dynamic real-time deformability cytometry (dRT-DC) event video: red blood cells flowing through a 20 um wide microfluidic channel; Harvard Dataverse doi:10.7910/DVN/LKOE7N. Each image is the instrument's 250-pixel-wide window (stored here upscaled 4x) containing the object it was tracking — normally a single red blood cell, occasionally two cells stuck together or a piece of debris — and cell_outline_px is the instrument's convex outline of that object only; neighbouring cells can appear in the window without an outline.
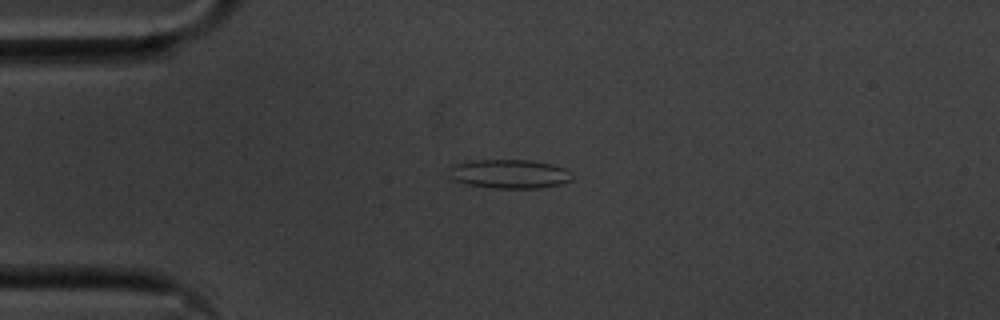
{"species": "common noctule bat (a hibernating species)", "species_latin": "Nyctalus noctula", "temperature_condition": "cold", "stored_images_in_passage": 43, "camera_frame_rate_fps": 3000, "um_per_image_px": 0.085, "animal": {"sex": "male", "body_mass_g": 20.1, "forearm_length_mm": 53.5}, "frame": {"image": 1, "passage_image": 1, "time_ms": 0.0, "image_size_px": [1000, 320], "cell_outline_px": [[572, 180], [564, 184], [540, 188], [496, 188], [464, 184], [452, 180], [448, 176], [452, 164], [472, 160], [532, 160], [552, 164], [564, 168], [572, 172]], "centroid_in_image_um": [43.3, 14.78], "position_along_channel_um": 41.7, "area_um2": 21.15}}
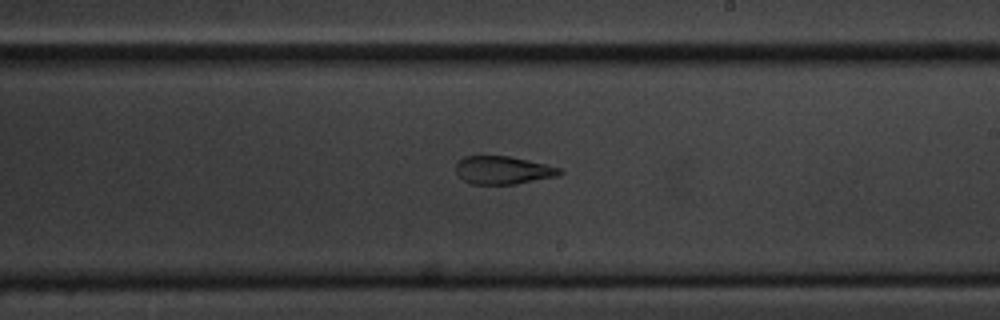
{"frame": {"image": 2, "passage_image": 20, "time_ms": 6.333, "image_size_px": [1000, 320], "cell_outline_px": [[564, 172], [556, 176], [516, 184], [472, 184], [464, 180], [456, 172], [456, 164], [464, 156], [508, 156], [528, 160], [560, 168]], "centroid_in_image_um": [42.75, 14.46], "position_along_channel_um": 246.3, "area_um2": 16.76}}
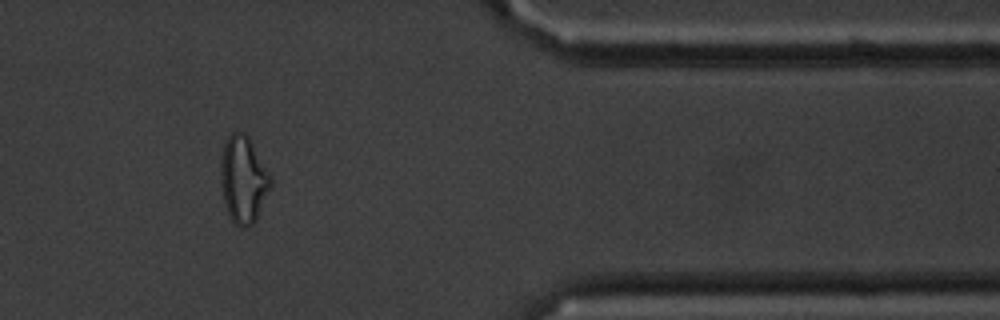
{"frame": {"image": 3, "passage_image": 34, "time_ms": 11.0, "image_size_px": [1000, 320], "cell_outline_px": [[272, 188], [256, 220], [252, 224], [244, 228], [240, 228], [232, 220], [224, 204], [220, 180], [220, 160], [224, 144], [228, 136], [232, 132], [244, 132], [248, 136], [272, 176]], "centroid_in_image_um": [20.7, 15.27], "position_along_channel_um": 390.7, "area_um2": 25.72}, "authors_computed_cell_mechanics": {"area_um2": 17.9758, "velocity_mm_per_s": 3.5733, "shape_relaxation_time_tau1_ms": null, "shape_relaxation_time_tau2_ms": 3.447, "deformation_change_tau1": null, "deformation_change_tau2": 0.1271}}